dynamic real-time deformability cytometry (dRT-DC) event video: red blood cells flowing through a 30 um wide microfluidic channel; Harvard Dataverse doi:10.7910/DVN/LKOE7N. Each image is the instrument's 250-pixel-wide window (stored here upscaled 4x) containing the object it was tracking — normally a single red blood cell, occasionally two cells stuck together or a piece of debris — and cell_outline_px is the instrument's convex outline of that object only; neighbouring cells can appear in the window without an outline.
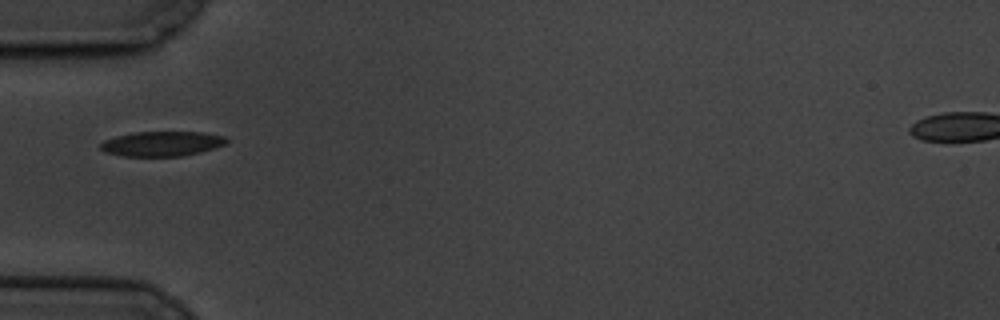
{"species": "common noctule bat (a hibernating species)", "species_latin": "Nyctalus noctula", "temperature_condition": "cold", "stored_images_in_passage": 4, "camera_frame_rate_fps": 3000, "um_per_image_px": 0.085, "animal": {"sex": "male", "body_mass_g": 19.5, "forearm_length_mm": 54.6}, "frame": {"image": 1, "passage_image": 2, "time_ms": 1.333, "image_size_px": [1000, 320], "cell_outline_px": [[228, 140], [224, 144], [216, 148], [184, 156], [124, 156], [104, 152], [100, 148], [100, 144], [104, 140], [116, 136], [136, 132], [204, 132], [224, 136]], "centroid_in_image_um": [13.77, 12.22], "position_along_channel_um": 71.2, "area_um2": 18.26}}
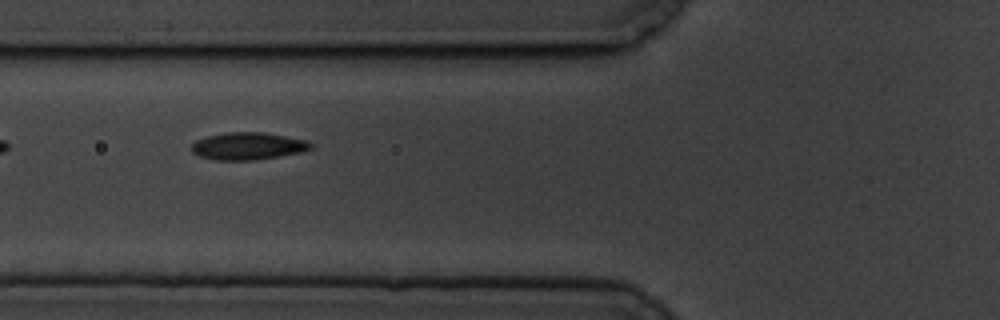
{"frame": {"image": 2, "passage_image": 3, "time_ms": 2.333, "image_size_px": [1000, 320], "cell_outline_px": [[312, 148], [300, 152], [256, 160], [212, 160], [200, 156], [192, 152], [192, 144], [196, 140], [208, 136], [228, 132], [264, 132], [308, 140], [312, 144]], "centroid_in_image_um": [21.07, 12.41], "position_along_channel_um": 104.7, "area_um2": 18.96}}
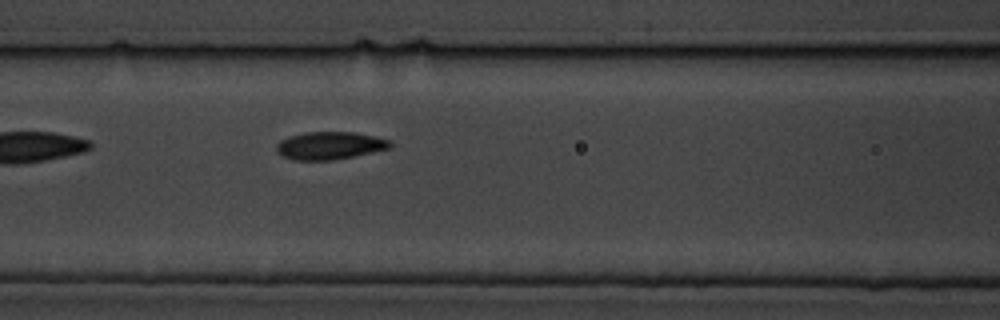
{"frame": {"image": 3, "passage_image": 4, "time_ms": 3.333, "image_size_px": [1000, 320], "cell_outline_px": [[392, 148], [332, 160], [292, 160], [276, 152], [276, 144], [280, 140], [288, 136], [304, 132], [356, 132], [392, 140]], "centroid_in_image_um": [28.03, 12.36], "position_along_channel_um": 138.6, "area_um2": 18.5}}